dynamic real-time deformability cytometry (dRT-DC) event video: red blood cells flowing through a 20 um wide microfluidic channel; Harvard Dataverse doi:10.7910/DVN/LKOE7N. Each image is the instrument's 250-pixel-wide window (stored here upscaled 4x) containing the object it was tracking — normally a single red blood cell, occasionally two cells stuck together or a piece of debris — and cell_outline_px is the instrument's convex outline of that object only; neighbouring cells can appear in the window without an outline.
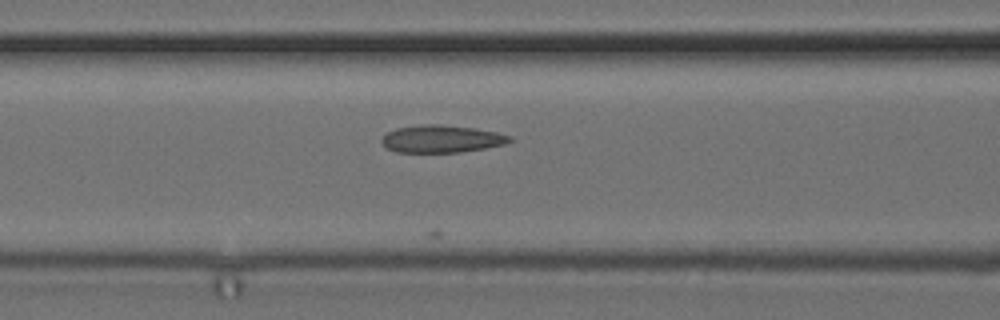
{"species": "common noctule bat (a hibernating species)", "species_latin": "Nyctalus noctula", "temperature_condition": "cold", "stored_images_in_passage": 4, "camera_frame_rate_fps": 3000, "um_per_image_px": 0.085, "animal": {"sex": "female", "body_mass_g": 24.6, "forearm_length_mm": 56.2}, "frame": {"image": 1, "passage_image": 4, "time_ms": 1.0, "image_size_px": [1000, 320], "cell_outline_px": [[516, 140], [504, 144], [484, 148], [460, 152], [396, 152], [388, 148], [380, 140], [388, 132], [396, 128], [420, 124], [440, 124], [476, 128], [496, 132], [512, 136]], "centroid_in_image_um": [37.57, 11.79], "position_along_channel_um": 129.0, "area_um2": 20.52}}